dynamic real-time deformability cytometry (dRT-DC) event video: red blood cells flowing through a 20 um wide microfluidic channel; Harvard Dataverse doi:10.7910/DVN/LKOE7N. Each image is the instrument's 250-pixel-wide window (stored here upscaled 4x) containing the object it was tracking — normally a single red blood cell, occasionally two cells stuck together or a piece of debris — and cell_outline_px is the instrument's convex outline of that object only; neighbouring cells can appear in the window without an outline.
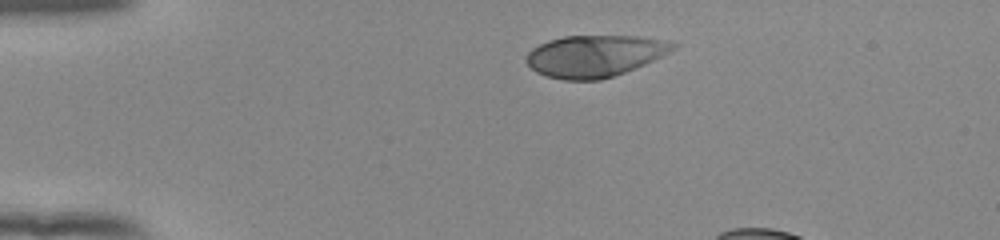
{"species": "human", "species_latin": "Homo sapiens", "temperature_condition": "room temperature", "stored_images_in_passage": 38, "camera_frame_rate_fps": 3000, "um_per_image_px": 0.085, "donor": {"sex": "female"}, "frame": {"image": 1, "passage_image": 1, "time_ms": 0.0, "image_size_px": [1000, 240], "cell_outline_px": [[680, 44], [676, 48], [636, 68], [600, 80], [564, 80], [548, 76], [536, 72], [524, 60], [524, 56], [532, 48], [548, 40], [564, 36], [640, 36]], "centroid_in_image_um": [50.51, 4.75], "position_along_channel_um": 34.5, "area_um2": 35.49}}
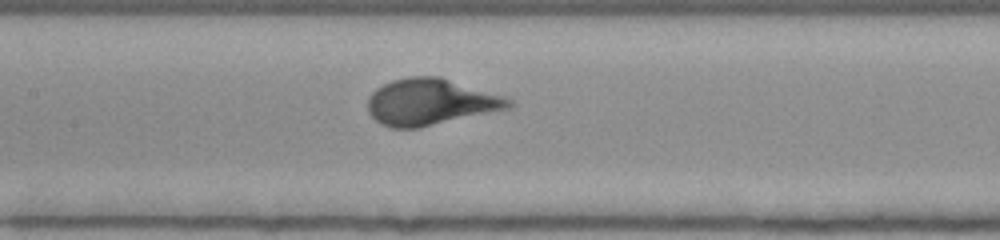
{"frame": {"image": 2, "passage_image": 16, "time_ms": 5.0, "image_size_px": [1000, 240], "cell_outline_px": [[516, 104], [512, 108], [420, 128], [392, 128], [380, 124], [368, 112], [368, 96], [376, 88], [392, 80], [408, 76], [440, 76], [504, 96], [512, 100]], "centroid_in_image_um": [36.61, 8.67], "position_along_channel_um": 170.8, "area_um2": 38.55}}
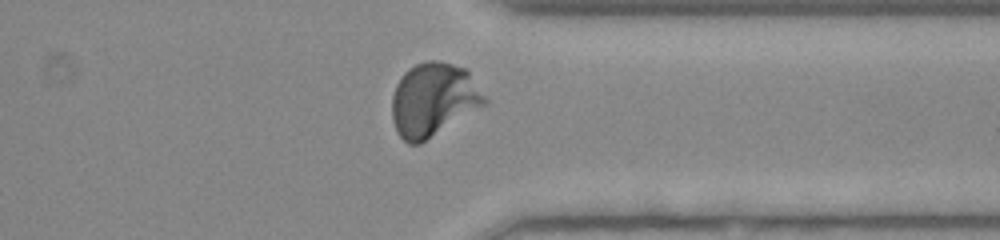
{"frame": {"image": 3, "passage_image": 32, "time_ms": 10.333, "image_size_px": [1000, 240], "cell_outline_px": [[488, 104], [420, 144], [408, 144], [396, 132], [392, 120], [392, 96], [396, 84], [404, 72], [408, 68], [416, 64], [428, 60], [440, 60], [468, 68], [488, 100]], "centroid_in_image_um": [36.87, 8.46], "position_along_channel_um": 374.5, "area_um2": 40.4}}